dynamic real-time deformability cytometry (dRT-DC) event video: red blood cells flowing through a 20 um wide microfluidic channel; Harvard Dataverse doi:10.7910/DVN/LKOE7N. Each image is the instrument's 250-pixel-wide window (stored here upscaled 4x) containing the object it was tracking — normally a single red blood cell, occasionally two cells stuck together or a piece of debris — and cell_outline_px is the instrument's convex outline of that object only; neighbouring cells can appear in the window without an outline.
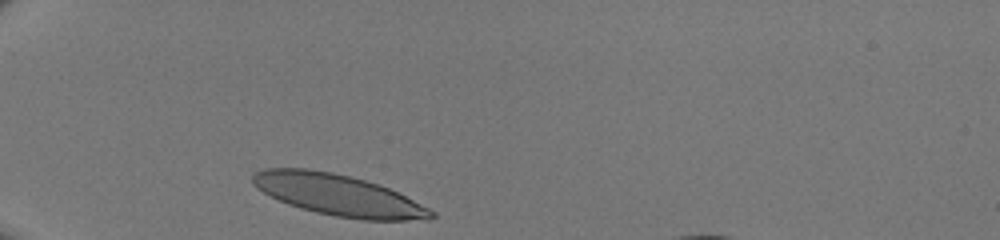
{"species": "human", "species_latin": "Homo sapiens", "temperature_condition": "room temperature", "stored_images_in_passage": 27, "camera_frame_rate_fps": 3000, "um_per_image_px": 0.085, "donor": {"sex": "male"}, "frame": {"image": 1, "passage_image": 1, "time_ms": 0.0, "image_size_px": [1000, 240], "cell_outline_px": [[436, 216], [432, 220], [360, 220], [336, 216], [316, 212], [300, 208], [288, 204], [256, 188], [252, 184], [252, 176], [256, 172], [264, 168], [308, 168], [332, 172], [352, 176], [380, 184], [436, 212]], "centroid_in_image_um": [28.76, 16.57], "position_along_channel_um": 56.2, "area_um2": 42.89}}
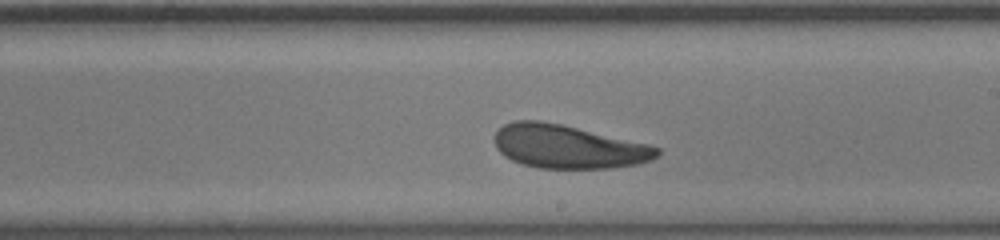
{"frame": {"image": 2, "passage_image": 16, "time_ms": 5.0, "image_size_px": [1000, 240], "cell_outline_px": [[660, 152], [652, 160], [636, 164], [608, 168], [540, 168], [524, 164], [512, 160], [504, 156], [496, 148], [496, 132], [504, 124], [512, 120], [540, 120], [560, 124], [648, 144], [660, 148]], "centroid_in_image_um": [48.28, 12.46], "position_along_channel_um": 240.7, "area_um2": 40.81}}
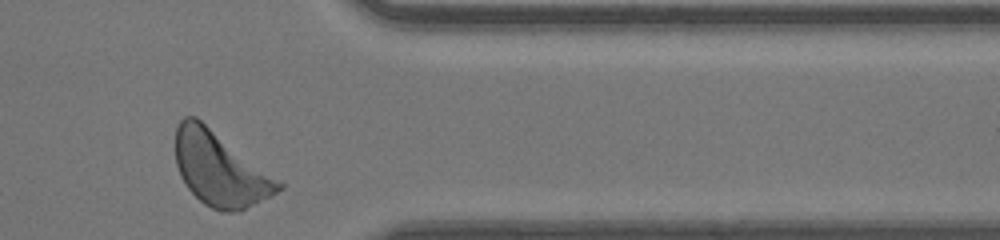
{"frame": {"image": 3, "passage_image": 27, "time_ms": 8.667, "image_size_px": [1000, 240], "cell_outline_px": [[284, 188], [236, 212], [220, 212], [204, 204], [188, 188], [180, 176], [176, 164], [176, 128], [180, 120], [184, 116], [196, 116], [284, 184]], "centroid_in_image_um": [18.66, 14.35], "position_along_channel_um": 392.7, "area_um2": 43.58}}